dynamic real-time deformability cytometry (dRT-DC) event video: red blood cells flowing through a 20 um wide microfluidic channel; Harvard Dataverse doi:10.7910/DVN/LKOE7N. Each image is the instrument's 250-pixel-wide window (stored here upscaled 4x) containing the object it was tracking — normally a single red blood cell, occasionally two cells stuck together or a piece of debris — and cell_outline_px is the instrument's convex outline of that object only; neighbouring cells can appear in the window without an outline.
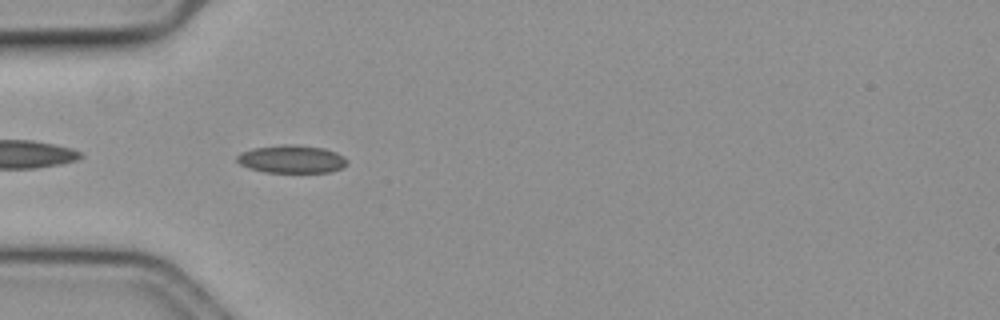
{"species": "common noctule bat (a hibernating species)", "species_latin": "Nyctalus noctula", "temperature_condition": "cold", "stored_images_in_passage": 41, "camera_frame_rate_fps": 3000, "um_per_image_px": 0.085, "animal": {"sex": "female", "body_mass_g": 19.3, "forearm_length_mm": 54.1}, "frame": {"image": 1, "passage_image": 2, "time_ms": 0.333, "image_size_px": [1000, 320], "cell_outline_px": [[348, 164], [332, 172], [264, 172], [248, 168], [240, 164], [236, 160], [236, 156], [240, 152], [252, 148], [284, 144], [296, 144], [324, 148], [336, 152], [344, 156], [348, 160]], "centroid_in_image_um": [24.78, 13.52], "position_along_channel_um": 60.2, "area_um2": 18.15}}
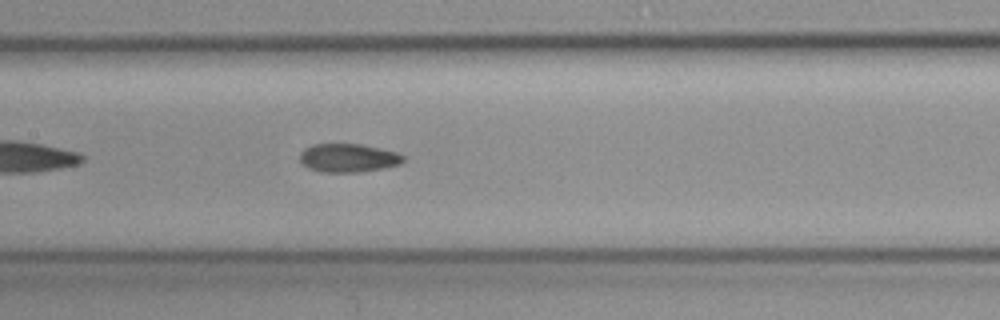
{"frame": {"image": 2, "passage_image": 12, "time_ms": 3.667, "image_size_px": [1000, 320], "cell_outline_px": [[404, 160], [400, 164], [384, 168], [360, 172], [320, 172], [308, 168], [300, 160], [300, 152], [304, 148], [312, 144], [360, 144], [380, 148], [396, 152], [404, 156]], "centroid_in_image_um": [29.59, 13.42], "position_along_channel_um": 177.8, "area_um2": 17.22}}
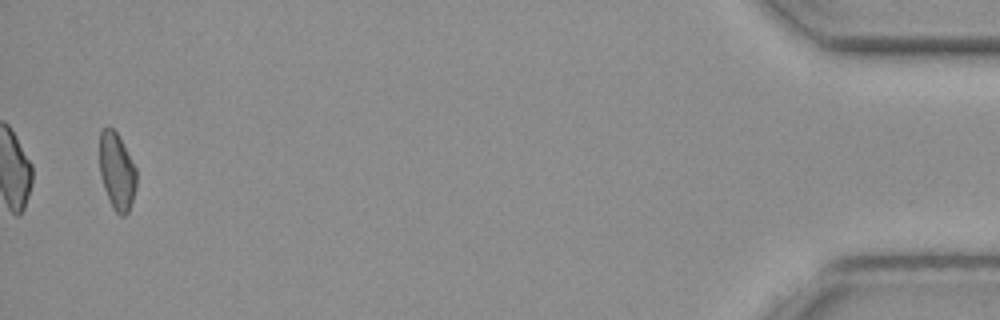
{"frame": {"image": 3, "passage_image": 40, "time_ms": 13.0, "image_size_px": [1000, 320], "cell_outline_px": [[136, 188], [128, 212], [124, 216], [120, 216], [112, 208], [104, 188], [100, 176], [100, 132], [104, 128], [112, 128], [116, 132], [136, 168]], "centroid_in_image_um": [9.93, 14.6], "position_along_channel_um": 425.3, "area_um2": 16.36}, "authors_computed_cell_mechanics": {"area_um2": 17.1088, "velocity_mm_per_s": 3.6306, "shape_relaxation_time_tau1_ms": null, "shape_relaxation_time_tau2_ms": 4.2776, "deformation_change_tau1": null, "deformation_change_tau2": 0.096}}